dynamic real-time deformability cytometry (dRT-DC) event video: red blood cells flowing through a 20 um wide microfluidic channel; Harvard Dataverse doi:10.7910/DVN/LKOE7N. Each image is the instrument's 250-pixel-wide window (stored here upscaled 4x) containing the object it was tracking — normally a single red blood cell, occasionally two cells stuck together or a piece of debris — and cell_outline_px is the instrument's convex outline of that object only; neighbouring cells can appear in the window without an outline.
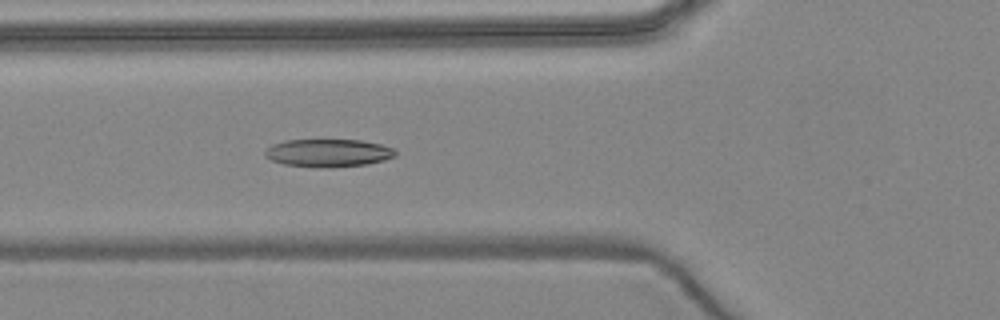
{"species": "common noctule bat (a hibernating species)", "species_latin": "Nyctalus noctula", "temperature_condition": "warm", "stored_images_in_passage": 5, "camera_frame_rate_fps": 3000, "um_per_image_px": 0.085, "animal": {"sex": "female", "body_mass_g": 24.6, "forearm_length_mm": 56.2}, "frame": {"image": 1, "passage_image": 5, "time_ms": 5.667, "image_size_px": [1000, 320], "cell_outline_px": [[396, 156], [384, 160], [368, 164], [320, 168], [284, 164], [272, 160], [264, 156], [264, 152], [272, 144], [284, 140], [360, 140], [380, 144], [392, 148], [396, 152]], "centroid_in_image_um": [27.88, 13.0], "position_along_channel_um": 97.9, "area_um2": 21.1}}